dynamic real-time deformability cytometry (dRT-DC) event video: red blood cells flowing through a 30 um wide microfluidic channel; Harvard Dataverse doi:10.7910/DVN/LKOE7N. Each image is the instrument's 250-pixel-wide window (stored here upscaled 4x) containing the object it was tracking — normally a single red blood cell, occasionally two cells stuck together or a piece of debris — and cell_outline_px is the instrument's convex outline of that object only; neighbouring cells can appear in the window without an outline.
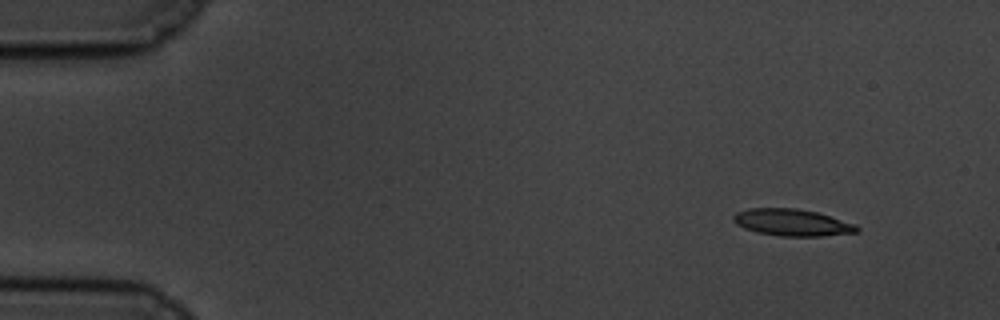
{"species": "common noctule bat (a hibernating species)", "species_latin": "Nyctalus noctula", "temperature_condition": "cold", "stored_images_in_passage": 57, "camera_frame_rate_fps": 3000, "um_per_image_px": 0.085, "animal": {"sex": "male", "body_mass_g": 19.5, "forearm_length_mm": 54.6}, "frame": {"image": 1, "passage_image": 5, "time_ms": 1.333, "image_size_px": [1000, 320], "cell_outline_px": [[860, 232], [820, 236], [780, 236], [756, 232], [744, 228], [736, 224], [732, 220], [732, 216], [736, 212], [748, 208], [796, 208], [816, 212], [856, 224], [860, 228]], "centroid_in_image_um": [67.31, 18.91], "position_along_channel_um": 17.7, "area_um2": 19.42}}
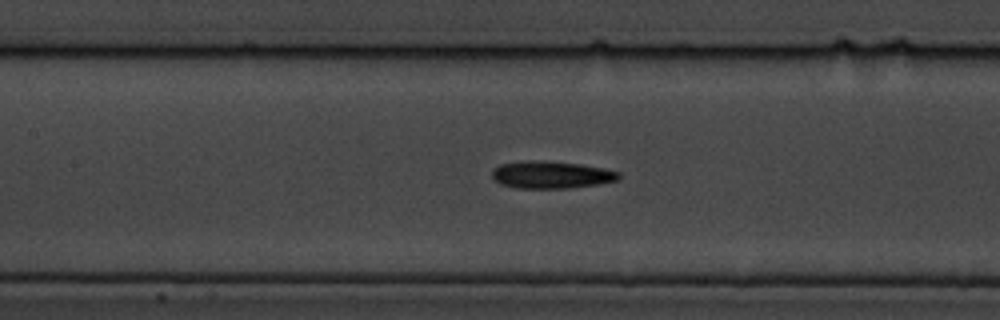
{"frame": {"image": 2, "passage_image": 26, "time_ms": 8.333, "image_size_px": [1000, 320], "cell_outline_px": [[620, 180], [600, 184], [568, 188], [516, 188], [500, 184], [492, 176], [492, 168], [500, 164], [524, 160], [540, 160], [580, 164], [604, 168], [620, 172]], "centroid_in_image_um": [46.86, 14.85], "position_along_channel_um": 160.5, "area_um2": 20.4}}
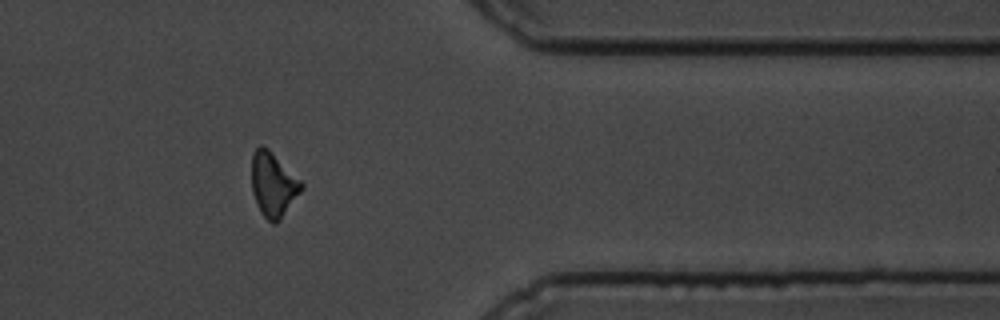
{"frame": {"image": 3, "passage_image": 47, "time_ms": 15.333, "image_size_px": [1000, 320], "cell_outline_px": [[304, 188], [280, 220], [276, 224], [272, 224], [260, 212], [256, 204], [252, 192], [252, 152], [260, 144], [268, 148], [304, 184]], "centroid_in_image_um": [23.21, 15.7], "position_along_channel_um": 388.2, "area_um2": 18.73}, "authors_computed_cell_mechanics": {"area_um2": 19.1318, "velocity_mm_per_s": 3.4796, "shape_relaxation_time_tau1_ms": 5.6662, "shape_relaxation_time_tau2_ms": 4.1979, "deformation_change_tau1": 0.1695, "deformation_change_tau2": 0.1226}}